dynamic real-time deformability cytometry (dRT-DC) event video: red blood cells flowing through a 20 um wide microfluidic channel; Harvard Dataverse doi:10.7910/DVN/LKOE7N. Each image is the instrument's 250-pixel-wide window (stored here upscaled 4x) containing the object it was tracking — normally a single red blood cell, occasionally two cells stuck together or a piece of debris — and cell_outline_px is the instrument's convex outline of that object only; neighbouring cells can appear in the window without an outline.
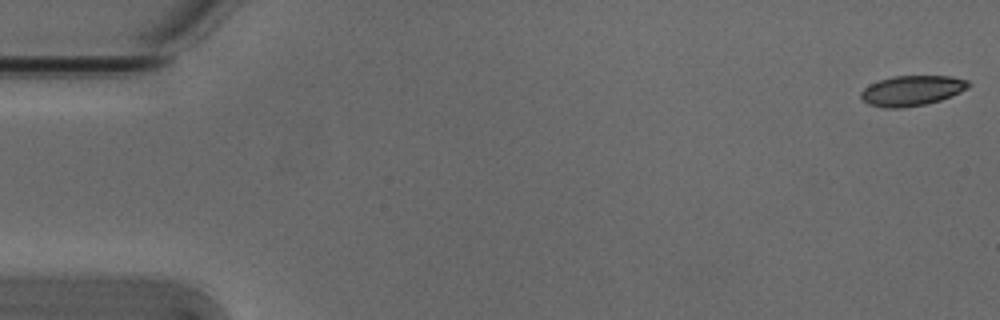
{"species": "Egyptian fruit bat (a non-hibernating species)", "species_latin": "Rousettus aegyptiacus", "temperature_condition": "cold", "stored_images_in_passage": 7, "camera_frame_rate_fps": 3000, "um_per_image_px": 0.085, "animal": {"sex": "male"}, "frame": {"image": 1, "passage_image": 1, "time_ms": 0.0, "image_size_px": [1000, 320], "cell_outline_px": [[972, 84], [968, 88], [960, 92], [940, 100], [924, 104], [900, 108], [884, 108], [868, 104], [860, 96], [860, 92], [864, 88], [880, 80], [892, 76], [952, 76], [968, 80]], "centroid_in_image_um": [77.53, 7.7], "position_along_channel_um": 7.5, "area_um2": 18.84}}
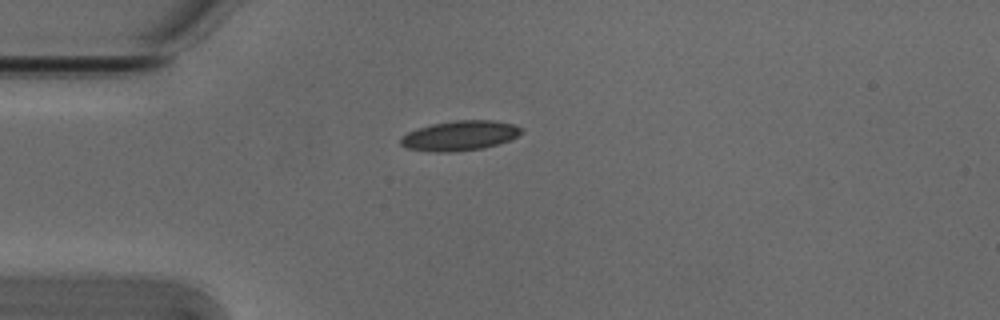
{"frame": {"image": 2, "passage_image": 4, "time_ms": 1.0, "image_size_px": [1000, 320], "cell_outline_px": [[524, 132], [508, 140], [484, 148], [452, 152], [436, 152], [408, 148], [400, 144], [400, 136], [416, 128], [432, 124], [456, 120], [492, 120], [516, 124], [524, 128]], "centroid_in_image_um": [39.1, 11.52], "position_along_channel_um": 45.9, "area_um2": 21.1}}
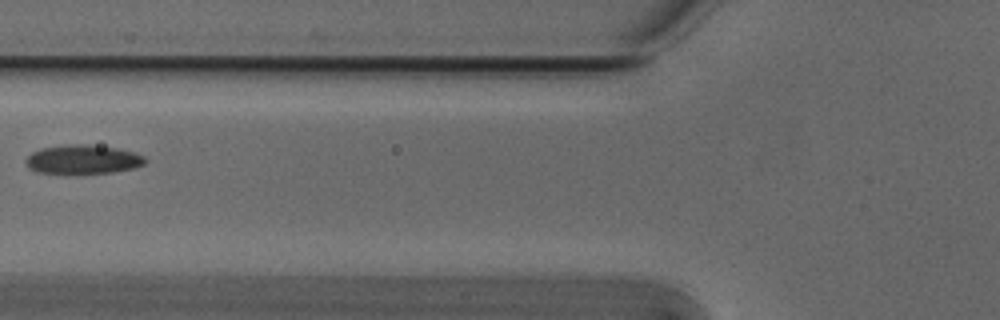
{"frame": {"image": 3, "passage_image": 6, "time_ms": 1.667, "image_size_px": [1000, 320], "cell_outline_px": [[148, 160], [144, 164], [132, 168], [112, 172], [68, 176], [36, 172], [28, 168], [24, 160], [32, 152], [40, 148], [72, 144], [88, 144], [116, 148], [136, 152], [144, 156]], "centroid_in_image_um": [7.0, 13.59], "position_along_channel_um": 118.8, "area_um2": 20.98}}